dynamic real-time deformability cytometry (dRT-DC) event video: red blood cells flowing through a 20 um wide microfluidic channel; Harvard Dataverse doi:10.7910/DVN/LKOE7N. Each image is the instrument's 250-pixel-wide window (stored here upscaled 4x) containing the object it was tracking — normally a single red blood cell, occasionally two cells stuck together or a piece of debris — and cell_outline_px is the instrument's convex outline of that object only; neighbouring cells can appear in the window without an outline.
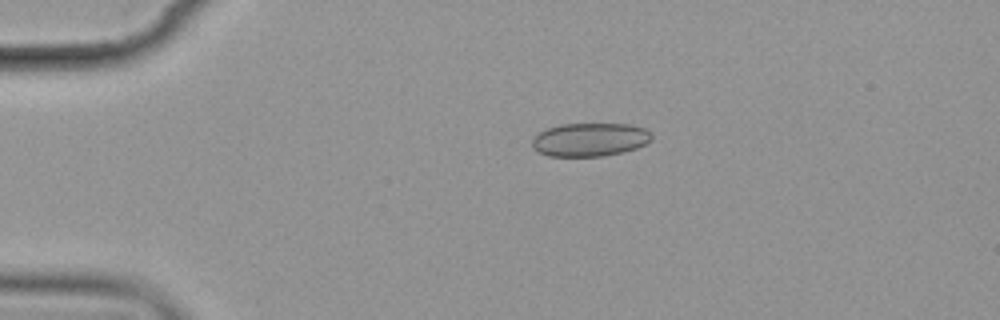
{"species": "common noctule bat (a hibernating species)", "species_latin": "Nyctalus noctula", "temperature_condition": "cold", "stored_images_in_passage": 6, "camera_frame_rate_fps": 3000, "um_per_image_px": 0.085, "animal": {"sex": "female", "body_mass_g": 19.9}, "frame": {"image": 1, "passage_image": 6, "time_ms": 7.0, "image_size_px": [1000, 320], "cell_outline_px": [[652, 140], [636, 148], [624, 152], [604, 156], [548, 156], [532, 148], [532, 140], [540, 132], [548, 128], [560, 124], [628, 124], [644, 128], [652, 132]], "centroid_in_image_um": [50.16, 11.87], "position_along_channel_um": 34.8, "area_um2": 23.29}}